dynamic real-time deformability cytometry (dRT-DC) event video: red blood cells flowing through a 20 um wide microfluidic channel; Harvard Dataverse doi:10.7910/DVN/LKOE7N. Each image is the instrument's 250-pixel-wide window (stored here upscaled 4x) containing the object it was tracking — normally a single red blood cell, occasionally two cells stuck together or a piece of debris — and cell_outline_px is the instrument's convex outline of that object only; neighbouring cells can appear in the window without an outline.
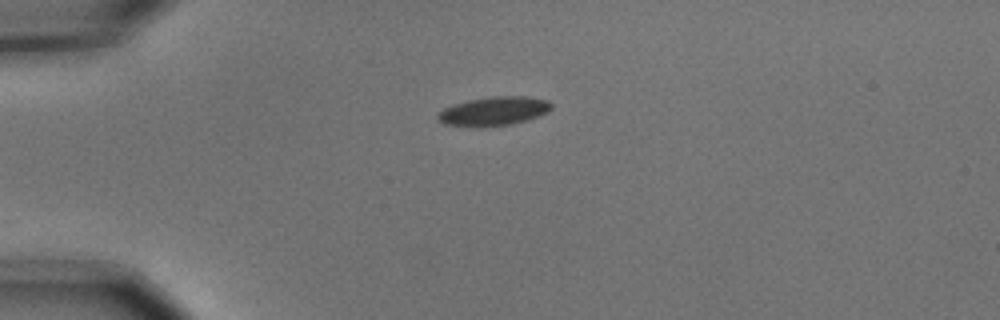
{"species": "common noctule bat (a hibernating species)", "species_latin": "Nyctalus noctula", "temperature_condition": "cold", "stored_images_in_passage": 2, "camera_frame_rate_fps": 3000, "um_per_image_px": 0.085, "animal": {"sex": "male", "body_mass_g": 15.6}, "frame": {"image": 1, "passage_image": 1, "time_ms": 0.0, "image_size_px": [1000, 320], "cell_outline_px": [[552, 108], [548, 112], [528, 120], [512, 124], [476, 128], [444, 124], [436, 116], [444, 108], [452, 104], [468, 100], [492, 96], [528, 96], [548, 100], [552, 104]], "centroid_in_image_um": [41.98, 9.45], "position_along_channel_um": 43.0, "area_um2": 19.42}}